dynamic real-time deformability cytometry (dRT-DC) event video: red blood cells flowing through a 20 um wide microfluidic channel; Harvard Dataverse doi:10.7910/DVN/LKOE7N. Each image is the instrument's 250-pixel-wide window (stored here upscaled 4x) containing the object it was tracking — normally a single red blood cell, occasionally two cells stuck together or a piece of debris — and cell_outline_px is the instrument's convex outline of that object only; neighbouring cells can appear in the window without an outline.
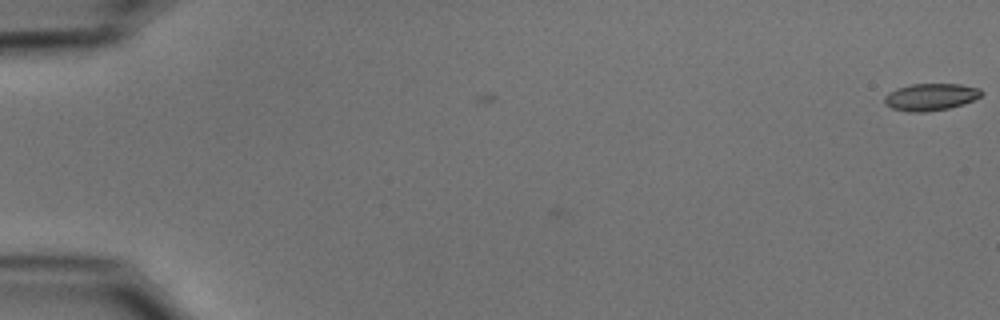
{"species": "common noctule bat (a hibernating species)", "species_latin": "Nyctalus noctula", "temperature_condition": "cold", "stored_images_in_passage": 5, "camera_frame_rate_fps": 3000, "um_per_image_px": 0.085, "animal": {"sex": "male", "body_mass_g": 15.6}, "frame": {"image": 1, "passage_image": 1, "time_ms": 0.0, "image_size_px": [1000, 320], "cell_outline_px": [[984, 92], [980, 96], [972, 100], [948, 108], [924, 112], [908, 112], [892, 108], [884, 104], [884, 96], [888, 92], [896, 88], [912, 84], [960, 84], [980, 88]], "centroid_in_image_um": [79.06, 8.23], "position_along_channel_um": 5.9, "area_um2": 15.26}}